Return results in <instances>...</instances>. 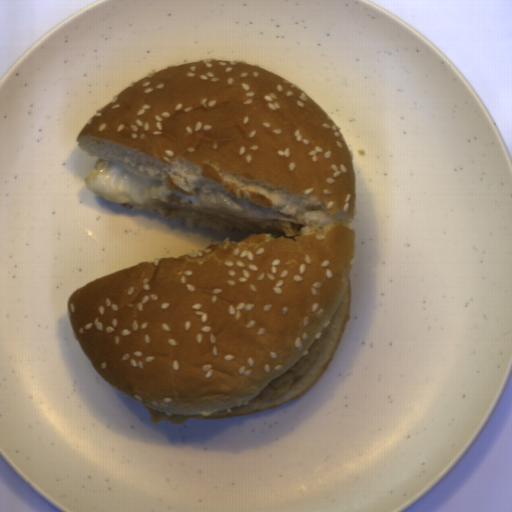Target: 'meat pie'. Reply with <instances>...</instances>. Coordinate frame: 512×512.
Masks as SVG:
<instances>
[{
	"instance_id": "b5893723",
	"label": "meat pie",
	"mask_w": 512,
	"mask_h": 512,
	"mask_svg": "<svg viewBox=\"0 0 512 512\" xmlns=\"http://www.w3.org/2000/svg\"><path fill=\"white\" fill-rule=\"evenodd\" d=\"M335 312L336 310L334 311L327 327L321 333L320 337L314 339L310 344L307 354L290 369L268 383L250 402L228 411L215 414H173L166 413L145 405V408L153 424H158L160 421H168L175 424L183 423L186 419H211L214 417L227 416L241 410L258 406L265 401L283 395L293 386L295 378L303 377L317 361Z\"/></svg>"
},
{
	"instance_id": "c0bc52ac",
	"label": "meat pie",
	"mask_w": 512,
	"mask_h": 512,
	"mask_svg": "<svg viewBox=\"0 0 512 512\" xmlns=\"http://www.w3.org/2000/svg\"><path fill=\"white\" fill-rule=\"evenodd\" d=\"M148 198L150 205L166 208V209H177V210H187L194 213H198L201 215L209 216L212 218H216L219 220H223L229 222L231 224L243 227L245 229L254 231L256 233H271V234H281L284 237H296L299 236L301 232L302 225L285 222L280 220H274L269 227H260L255 225L249 221L239 219L230 215H226L220 212L210 211L206 209L196 208L190 202H181L182 197H179L174 194L168 195L167 202L161 201L158 198L154 197L150 193H148Z\"/></svg>"
}]
</instances>
